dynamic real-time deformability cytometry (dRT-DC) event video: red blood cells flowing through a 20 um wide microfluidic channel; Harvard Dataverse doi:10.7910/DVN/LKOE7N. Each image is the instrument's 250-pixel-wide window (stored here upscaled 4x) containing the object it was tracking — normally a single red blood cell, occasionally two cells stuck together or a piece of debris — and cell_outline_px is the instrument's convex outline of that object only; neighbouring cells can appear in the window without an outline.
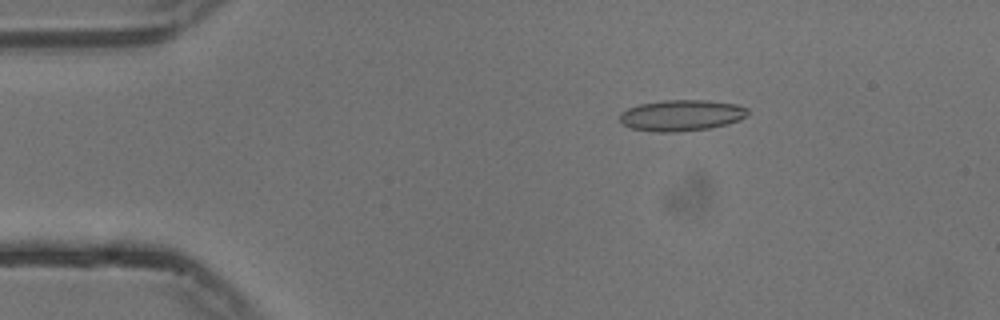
{"species": "common noctule bat (a hibernating species)", "species_latin": "Nyctalus noctula", "temperature_condition": "cold", "stored_images_in_passage": 54, "camera_frame_rate_fps": 3000, "um_per_image_px": 0.085, "animal": {"sex": "male", "body_mass_g": 13.3}, "frame": {"image": 1, "passage_image": 9, "time_ms": 2.667, "image_size_px": [1000, 320], "cell_outline_px": [[748, 112], [740, 120], [728, 124], [708, 128], [680, 132], [652, 132], [632, 128], [624, 124], [620, 120], [620, 112], [628, 108], [640, 104], [664, 100], [708, 100], [736, 104], [748, 108]], "centroid_in_image_um": [57.92, 9.81], "position_along_channel_um": 27.1, "area_um2": 23.24}}
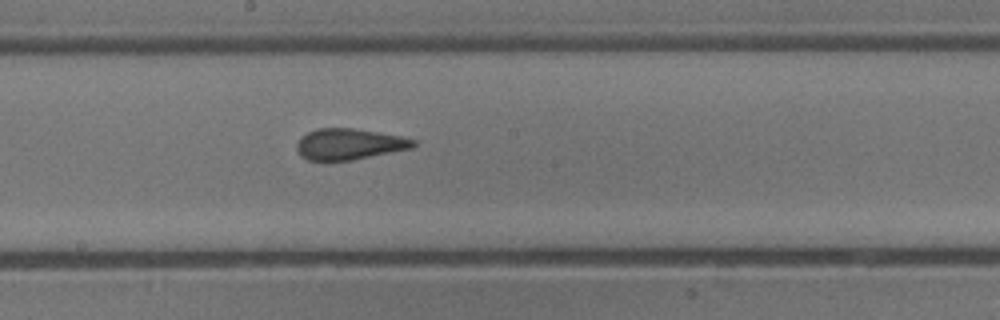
{"frame": {"image": 2, "passage_image": 29, "time_ms": 9.333, "image_size_px": [1000, 320], "cell_outline_px": [[416, 144], [412, 148], [352, 160], [308, 160], [300, 156], [296, 148], [296, 144], [300, 136], [316, 128], [352, 128], [404, 136], [416, 140]], "centroid_in_image_um": [29.67, 12.24], "position_along_channel_um": 218.5, "area_um2": 21.21}}
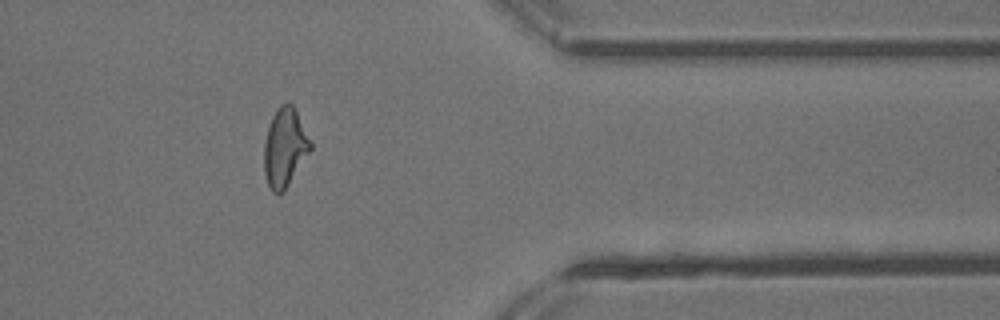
{"frame": {"image": 3, "passage_image": 44, "time_ms": 14.333, "image_size_px": [1000, 320], "cell_outline_px": [[312, 148], [284, 192], [272, 192], [268, 184], [264, 172], [264, 144], [268, 128], [272, 116], [276, 108], [280, 104], [288, 100], [292, 104], [312, 140]], "centroid_in_image_um": [24.22, 12.5], "position_along_channel_um": 387.2, "area_um2": 21.39}, "authors_computed_cell_mechanics": {"area_um2": 21.5016, "velocity_mm_per_s": 3.7574, "shape_relaxation_time_tau1_ms": null, "shape_relaxation_time_tau2_ms": 1.4661, "deformation_change_tau1": null, "deformation_change_tau2": 0.0903}}